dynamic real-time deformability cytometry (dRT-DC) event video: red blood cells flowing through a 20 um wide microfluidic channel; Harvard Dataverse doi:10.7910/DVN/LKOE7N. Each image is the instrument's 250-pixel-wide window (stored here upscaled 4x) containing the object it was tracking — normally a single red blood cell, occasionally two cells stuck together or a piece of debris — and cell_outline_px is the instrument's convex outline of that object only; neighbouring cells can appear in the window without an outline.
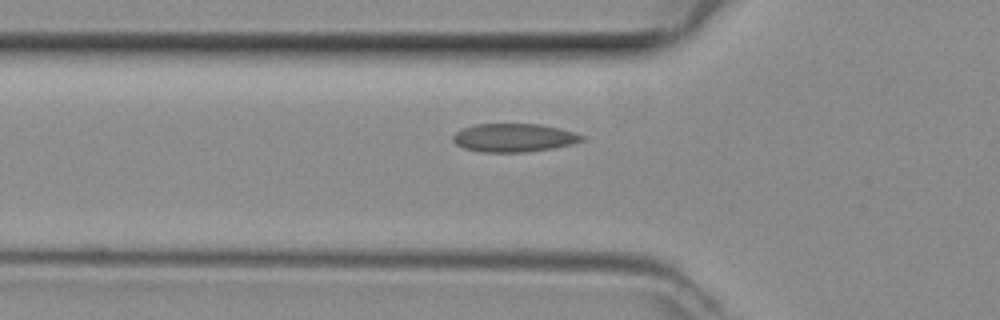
{"species": "common noctule bat (a hibernating species)", "species_latin": "Nyctalus noctula", "temperature_condition": "room temperature", "stored_images_in_passage": 40, "camera_frame_rate_fps": 3000, "um_per_image_px": 0.085, "animal": {"sex": "female", "body_mass_g": 29.2, "forearm_length_mm": 56.3}, "frame": {"image": 1, "passage_image": 6, "time_ms": 1.667, "image_size_px": [1000, 320], "cell_outline_px": [[584, 140], [572, 144], [552, 148], [524, 152], [480, 152], [464, 148], [456, 144], [452, 140], [452, 136], [456, 132], [464, 128], [476, 124], [540, 124], [560, 128], [584, 136]], "centroid_in_image_um": [43.66, 11.71], "position_along_channel_um": 82.1, "area_um2": 21.21}}
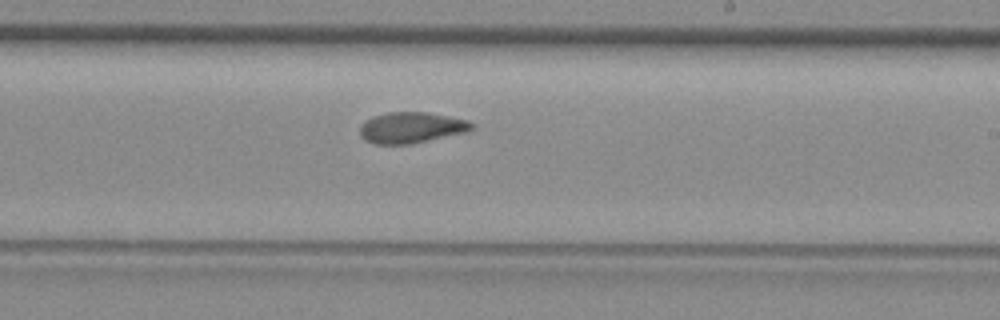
{"frame": {"image": 2, "passage_image": 18, "time_ms": 5.667, "image_size_px": [1000, 320], "cell_outline_px": [[472, 128], [468, 132], [408, 144], [376, 144], [364, 140], [360, 136], [360, 124], [372, 116], [388, 112], [428, 112], [468, 120], [472, 124]], "centroid_in_image_um": [34.92, 10.84], "position_along_channel_um": 254.1, "area_um2": 20.17}}
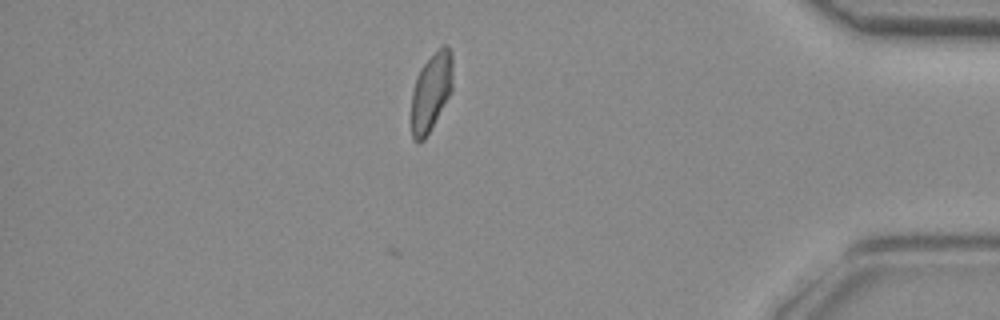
{"frame": {"image": 3, "passage_image": 31, "time_ms": 10.0, "image_size_px": [1000, 320], "cell_outline_px": [[452, 92], [424, 140], [412, 140], [412, 92], [416, 76], [420, 68], [444, 44], [448, 44], [452, 56]], "centroid_in_image_um": [36.65, 7.8], "position_along_channel_um": 398.5, "area_um2": 18.67}}